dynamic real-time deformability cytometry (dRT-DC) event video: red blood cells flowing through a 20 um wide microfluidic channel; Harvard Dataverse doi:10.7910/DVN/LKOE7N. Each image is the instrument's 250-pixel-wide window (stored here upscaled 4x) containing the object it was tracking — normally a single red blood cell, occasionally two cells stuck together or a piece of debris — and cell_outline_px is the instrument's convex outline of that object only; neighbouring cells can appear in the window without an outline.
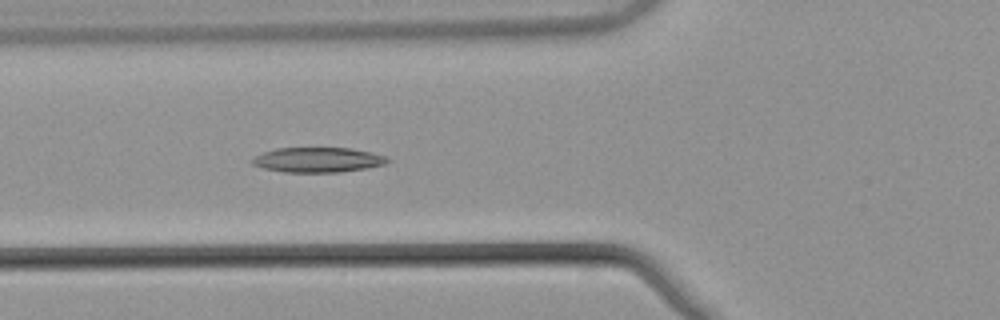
{"species": "common noctule bat (a hibernating species)", "species_latin": "Nyctalus noctula", "temperature_condition": "warm", "stored_images_in_passage": 40, "camera_frame_rate_fps": 3000, "um_per_image_px": 0.085, "animal": {"sex": "male", "body_mass_g": 21.5, "forearm_length_mm": 52.0}, "frame": {"image": 1, "passage_image": 11, "time_ms": 3.333, "image_size_px": [1000, 320], "cell_outline_px": [[392, 160], [384, 164], [368, 168], [340, 172], [284, 172], [264, 168], [252, 164], [252, 160], [256, 156], [264, 152], [276, 148], [352, 148], [372, 152], [384, 156]], "centroid_in_image_um": [27.06, 13.58], "position_along_channel_um": 98.7, "area_um2": 19.59}}
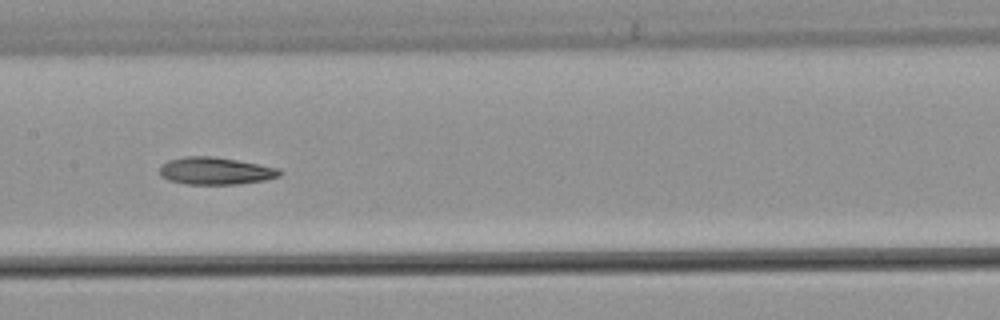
{"frame": {"image": 2, "passage_image": 18, "time_ms": 5.667, "image_size_px": [1000, 320], "cell_outline_px": [[284, 172], [280, 176], [264, 180], [236, 184], [188, 184], [168, 180], [160, 176], [160, 168], [168, 160], [184, 156], [212, 156], [236, 160], [280, 168]], "centroid_in_image_um": [18.33, 14.52], "position_along_channel_um": 189.1, "area_um2": 19.07}}
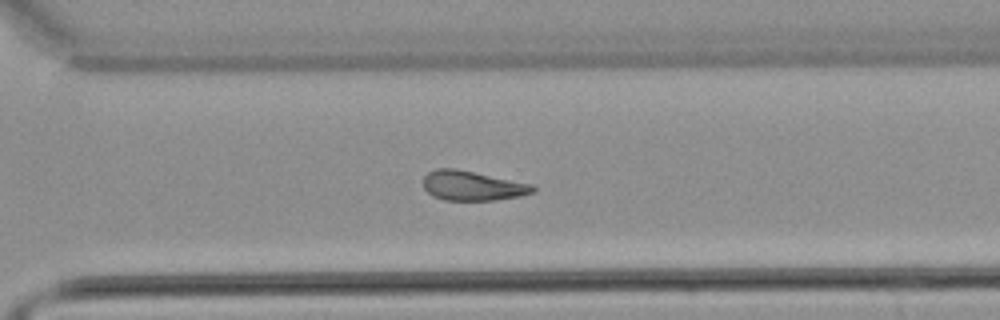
{"frame": {"image": 3, "passage_image": 29, "time_ms": 9.333, "image_size_px": [1000, 320], "cell_outline_px": [[536, 188], [532, 192], [520, 196], [496, 200], [444, 200], [432, 196], [424, 188], [424, 176], [428, 172], [436, 168], [456, 168], [532, 184]], "centroid_in_image_um": [40.13, 15.78], "position_along_channel_um": 330.5, "area_um2": 18.9}}